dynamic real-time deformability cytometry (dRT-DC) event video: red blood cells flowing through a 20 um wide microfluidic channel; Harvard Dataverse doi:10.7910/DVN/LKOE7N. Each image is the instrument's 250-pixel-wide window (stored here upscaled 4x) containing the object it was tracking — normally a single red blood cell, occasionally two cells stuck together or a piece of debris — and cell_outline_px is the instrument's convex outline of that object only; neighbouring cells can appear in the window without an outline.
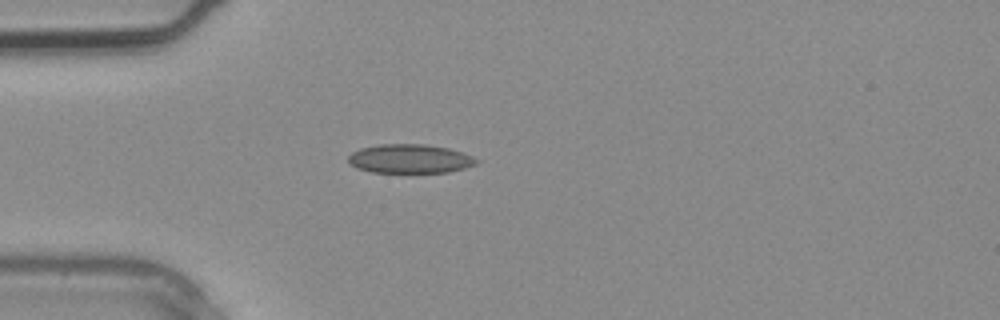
{"species": "common noctule bat (a hibernating species)", "species_latin": "Nyctalus noctula", "temperature_condition": "warm", "stored_images_in_passage": 3, "camera_frame_rate_fps": 3000, "um_per_image_px": 0.085, "animal": {"sex": "male", "body_mass_g": 20.4}, "frame": {"image": 1, "passage_image": 3, "time_ms": 0.667, "image_size_px": [1000, 320], "cell_outline_px": [[480, 160], [476, 164], [464, 168], [448, 172], [372, 172], [356, 168], [348, 164], [348, 156], [352, 152], [360, 148], [380, 144], [424, 144], [448, 148], [472, 156]], "centroid_in_image_um": [34.8, 13.49], "position_along_channel_um": 50.2, "area_um2": 21.62}}